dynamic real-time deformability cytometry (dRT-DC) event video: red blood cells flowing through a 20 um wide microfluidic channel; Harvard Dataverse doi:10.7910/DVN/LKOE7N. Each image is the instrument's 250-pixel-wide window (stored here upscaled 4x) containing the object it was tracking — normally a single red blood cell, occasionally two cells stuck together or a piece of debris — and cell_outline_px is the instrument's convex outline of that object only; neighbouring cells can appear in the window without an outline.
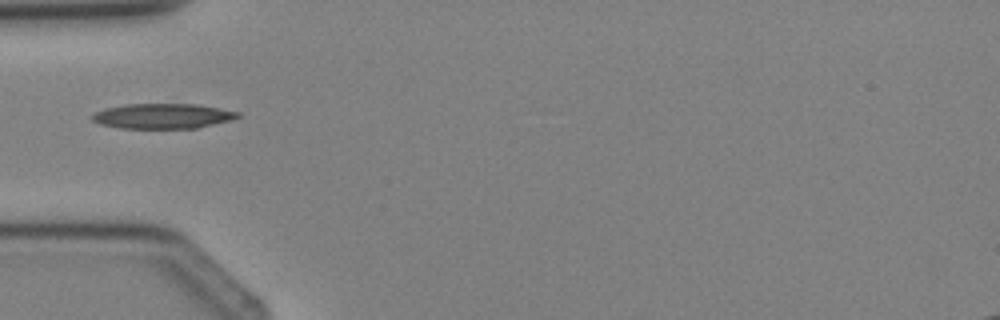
{"species": "Egyptian fruit bat (a non-hibernating species)", "species_latin": "Rousettus aegyptiacus", "temperature_condition": "cold", "stored_images_in_passage": 4, "camera_frame_rate_fps": 3000, "um_per_image_px": 0.085, "animal": {"sex": "female"}, "frame": {"image": 1, "passage_image": 4, "time_ms": 3.667, "image_size_px": [1000, 320], "cell_outline_px": [[240, 116], [232, 120], [196, 128], [120, 128], [100, 124], [92, 120], [92, 112], [104, 108], [124, 104], [196, 104], [220, 108], [240, 112]], "centroid_in_image_um": [13.81, 9.86], "position_along_channel_um": 71.2, "area_um2": 21.39}}